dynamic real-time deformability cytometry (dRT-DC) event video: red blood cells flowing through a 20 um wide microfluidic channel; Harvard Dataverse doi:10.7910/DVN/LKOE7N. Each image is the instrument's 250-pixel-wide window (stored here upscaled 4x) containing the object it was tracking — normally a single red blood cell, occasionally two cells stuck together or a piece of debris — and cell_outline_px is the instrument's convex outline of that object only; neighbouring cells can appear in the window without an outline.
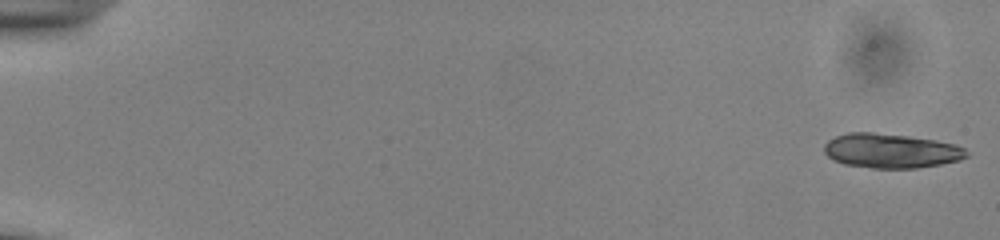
{"species": "common noctule bat (a hibernating species)", "species_latin": "Nyctalus noctula", "temperature_condition": "cold", "stored_images_in_passage": 54, "segment_of_instrument_passage": [1, 2], "camera_frame_rate_fps": 3000, "um_per_image_px": 0.085, "animal": {"sex": "male", "body_mass_g": 13.0, "forearm_length_mm": 53.1}, "frame": {"image": 1, "passage_image": 1, "time_ms": 0.0, "image_size_px": [1000, 240], "cell_outline_px": [[968, 156], [960, 160], [940, 164], [916, 168], [872, 168], [844, 164], [828, 156], [824, 152], [824, 144], [828, 140], [836, 136], [848, 132], [872, 132], [908, 136], [936, 140], [956, 144], [964, 148], [968, 152]], "centroid_in_image_um": [75.74, 12.81], "position_along_channel_um": 9.3, "area_um2": 28.61}}
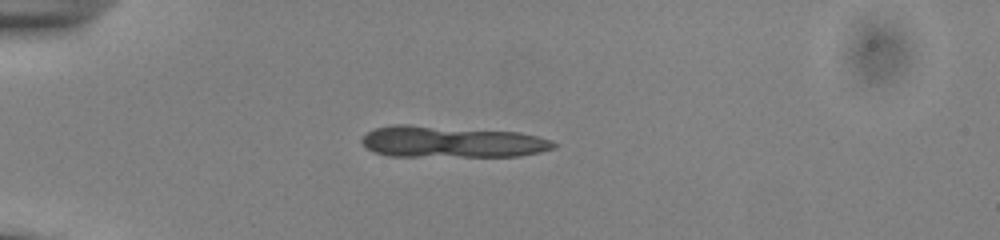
{"frame": {"image": 2, "passage_image": 15, "time_ms": 4.667, "image_size_px": [1000, 240], "cell_outline_px": [[560, 144], [556, 148], [540, 152], [520, 156], [388, 156], [376, 152], [368, 148], [360, 140], [368, 132], [376, 128], [392, 124], [408, 124], [520, 132], [552, 140]], "centroid_in_image_um": [38.44, 12.05], "position_along_channel_um": 46.6, "area_um2": 35.43}}